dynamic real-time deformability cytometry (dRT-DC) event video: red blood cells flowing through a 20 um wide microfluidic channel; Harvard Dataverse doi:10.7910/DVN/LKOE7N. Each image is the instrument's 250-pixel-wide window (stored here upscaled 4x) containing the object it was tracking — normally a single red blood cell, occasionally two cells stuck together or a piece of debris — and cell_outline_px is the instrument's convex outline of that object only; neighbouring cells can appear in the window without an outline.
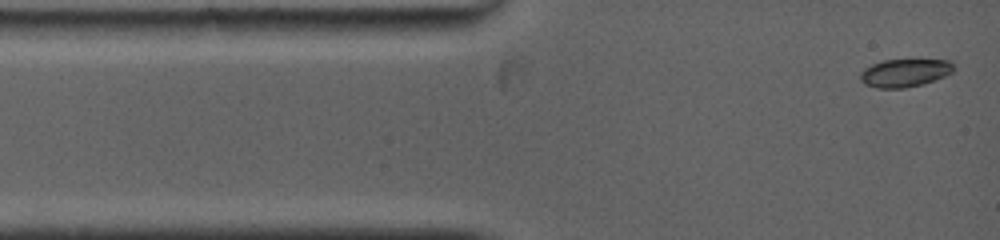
{"species": "common noctule bat (a hibernating species)", "species_latin": "Nyctalus noctula", "temperature_condition": "warm", "stored_images_in_passage": 5, "camera_frame_rate_fps": 5000, "um_per_image_px": 0.085, "animal": {"sex": "female", "body_mass_g": 19.0, "forearm_length_mm": 53.3}, "frame": {"image": 1, "passage_image": 1, "time_ms": 0.0, "image_size_px": [1000, 240], "cell_outline_px": [[952, 72], [944, 76], [924, 84], [904, 88], [876, 88], [864, 84], [860, 80], [860, 72], [864, 68], [872, 64], [884, 60], [916, 56], [952, 60]], "centroid_in_image_um": [76.93, 6.13], "position_along_channel_um": 8.1, "area_um2": 16.18}}
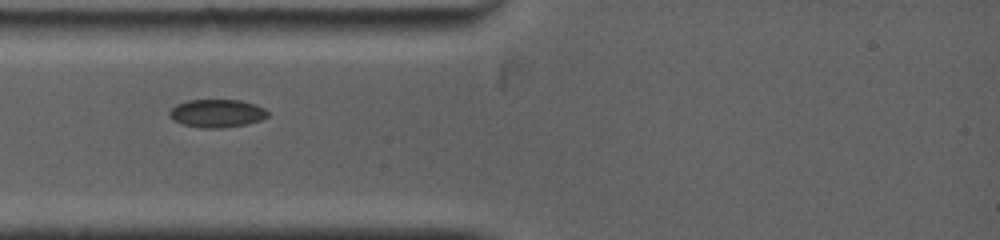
{"frame": {"image": 2, "passage_image": 4, "time_ms": 2.6, "image_size_px": [1000, 240], "cell_outline_px": [[268, 116], [260, 120], [248, 124], [220, 128], [200, 128], [184, 124], [172, 120], [168, 112], [176, 104], [188, 100], [240, 100], [264, 108], [268, 112]], "centroid_in_image_um": [18.41, 9.64], "position_along_channel_um": 66.6, "area_um2": 16.01}}
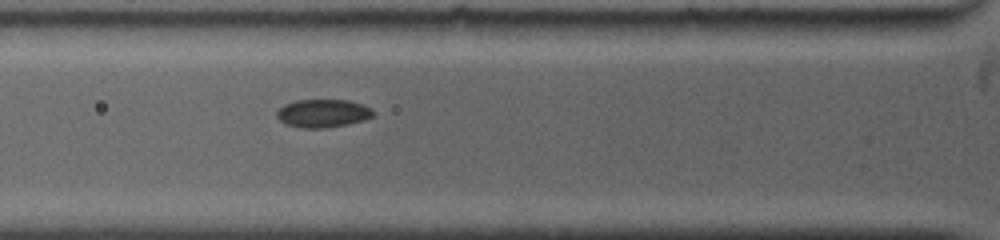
{"frame": {"image": 3, "passage_image": 5, "time_ms": 3.4, "image_size_px": [1000, 240], "cell_outline_px": [[372, 116], [364, 120], [348, 124], [324, 128], [300, 128], [284, 124], [276, 116], [276, 112], [284, 104], [296, 100], [348, 100], [372, 108]], "centroid_in_image_um": [27.4, 9.64], "position_along_channel_um": 98.4, "area_um2": 15.78}}